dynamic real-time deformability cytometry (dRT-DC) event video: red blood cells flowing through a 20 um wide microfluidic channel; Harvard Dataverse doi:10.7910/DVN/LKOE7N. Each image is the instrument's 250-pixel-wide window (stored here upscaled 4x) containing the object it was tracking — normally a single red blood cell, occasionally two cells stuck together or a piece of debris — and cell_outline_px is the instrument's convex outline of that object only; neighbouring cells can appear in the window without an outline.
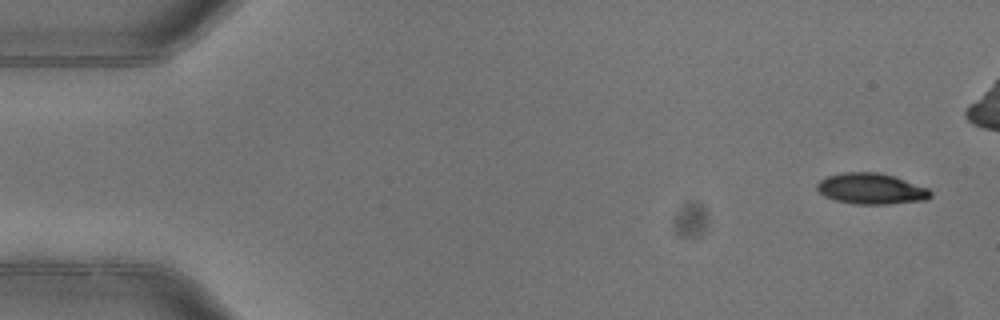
{"species": "common noctule bat (a hibernating species)", "species_latin": "Nyctalus noctula", "temperature_condition": "warm", "stored_images_in_passage": 6, "camera_frame_rate_fps": 3000, "um_per_image_px": 0.085, "animal": {"sex": "female"}, "frame": {"image": 1, "passage_image": 1, "time_ms": 0.0, "image_size_px": [1000, 320], "cell_outline_px": [[932, 196], [928, 200], [888, 204], [852, 204], [832, 200], [824, 196], [816, 188], [816, 184], [820, 180], [828, 176], [840, 172], [880, 172], [896, 176], [928, 188], [932, 192]], "centroid_in_image_um": [74.06, 16.04], "position_along_channel_um": 10.9, "area_um2": 20.87}}